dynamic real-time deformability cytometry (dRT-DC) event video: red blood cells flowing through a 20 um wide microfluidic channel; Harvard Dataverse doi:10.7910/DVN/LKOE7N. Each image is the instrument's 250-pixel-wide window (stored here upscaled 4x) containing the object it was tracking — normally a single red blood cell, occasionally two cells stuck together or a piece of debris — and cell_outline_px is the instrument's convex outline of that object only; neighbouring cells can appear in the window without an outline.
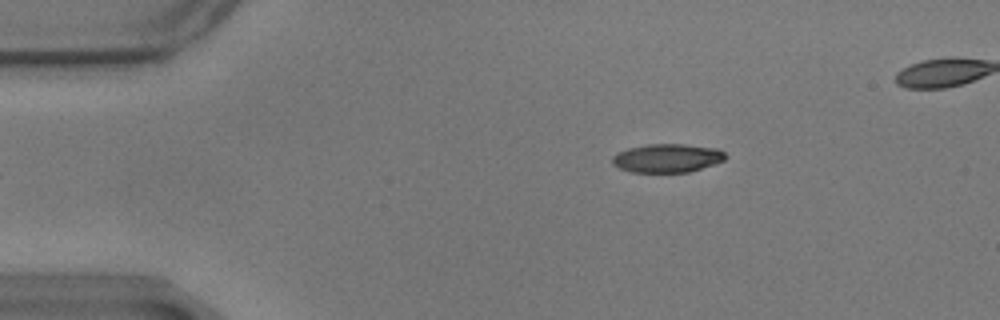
{"species": "common noctule bat (a hibernating species)", "species_latin": "Nyctalus noctula", "temperature_condition": "warm", "stored_images_in_passage": 47, "camera_frame_rate_fps": 3000, "um_per_image_px": 0.085, "animal": {"sex": "male", "body_mass_g": 17.9}, "frame": {"image": 1, "passage_image": 2, "time_ms": 0.333, "image_size_px": [1000, 320], "cell_outline_px": [[728, 156], [724, 160], [688, 172], [632, 172], [620, 168], [612, 164], [612, 156], [616, 152], [628, 148], [648, 144], [684, 144], [716, 148], [724, 152]], "centroid_in_image_um": [56.68, 13.43], "position_along_channel_um": 28.3, "area_um2": 18.79}}
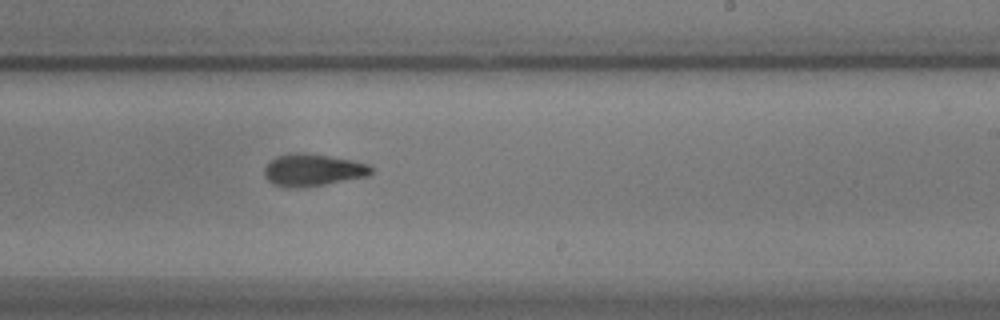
{"frame": {"image": 2, "passage_image": 27, "time_ms": 8.667, "image_size_px": [1000, 320], "cell_outline_px": [[372, 172], [368, 176], [324, 184], [272, 184], [264, 176], [264, 168], [276, 156], [296, 152], [304, 152], [352, 160], [368, 164], [372, 168]], "centroid_in_image_um": [26.63, 14.39], "position_along_channel_um": 262.4, "area_um2": 19.07}}
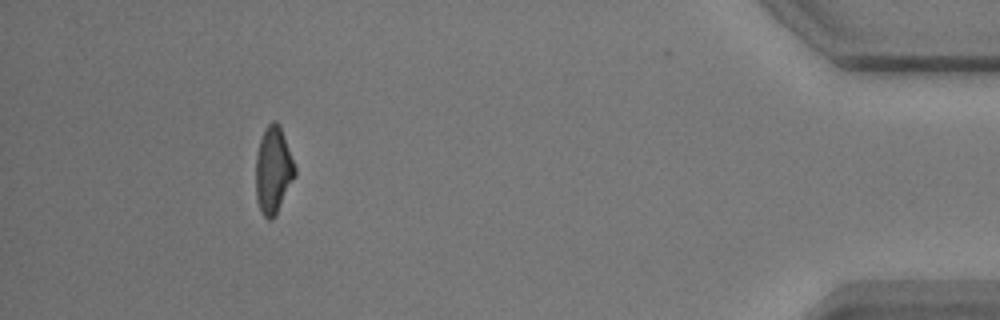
{"frame": {"image": 3, "passage_image": 45, "time_ms": 14.667, "image_size_px": [1000, 320], "cell_outline_px": [[296, 176], [272, 220], [268, 220], [264, 216], [260, 208], [256, 196], [256, 152], [260, 140], [268, 124], [272, 120], [276, 120], [280, 124], [296, 168]], "centroid_in_image_um": [23.23, 14.43], "position_along_channel_um": 412.0, "area_um2": 19.71}, "authors_computed_cell_mechanics": {"area_um2": 20.1144, "velocity_mm_per_s": 3.4967, "shape_relaxation_time_tau1_ms": 6.0045, "shape_relaxation_time_tau2_ms": 3.0168, "deformation_change_tau1": 0.1809, "deformation_change_tau2": 0.1008}}